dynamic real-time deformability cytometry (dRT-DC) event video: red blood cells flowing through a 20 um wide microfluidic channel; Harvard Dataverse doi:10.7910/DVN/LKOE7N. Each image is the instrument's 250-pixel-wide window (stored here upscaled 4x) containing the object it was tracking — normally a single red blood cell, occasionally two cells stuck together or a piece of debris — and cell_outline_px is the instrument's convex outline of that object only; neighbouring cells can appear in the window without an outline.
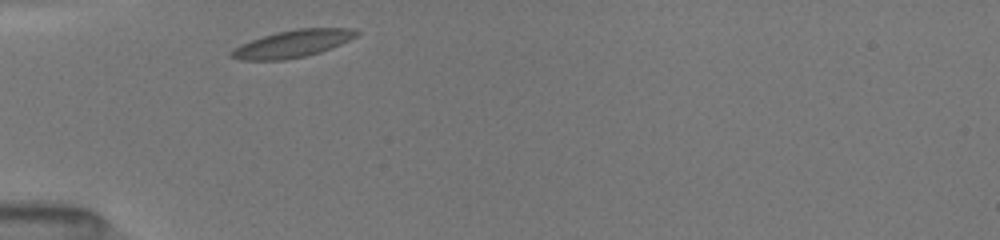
{"species": "common noctule bat (a hibernating species)", "species_latin": "Nyctalus noctula", "temperature_condition": "room temperature", "stored_images_in_passage": 11, "camera_frame_rate_fps": 3000, "um_per_image_px": 0.085, "animal": {"sex": "female", "body_mass_g": 19.5, "forearm_length_mm": 54.1}, "frame": {"image": 1, "passage_image": 1, "time_ms": 0.0, "image_size_px": [1000, 240], "cell_outline_px": [[360, 32], [356, 36], [332, 48], [320, 52], [304, 56], [284, 60], [240, 60], [228, 56], [228, 52], [232, 48], [240, 44], [276, 32], [296, 28], [352, 28]], "centroid_in_image_um": [24.82, 3.72], "position_along_channel_um": 60.2, "area_um2": 19.94}}
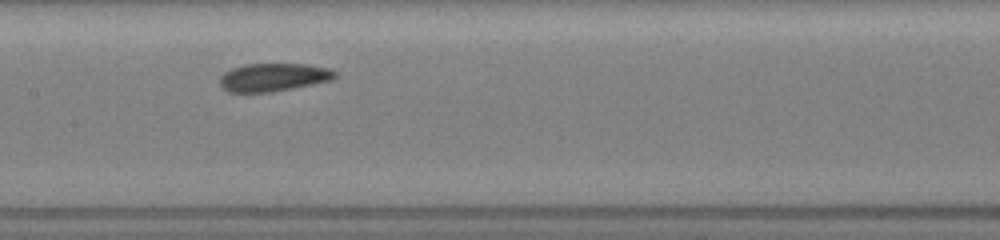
{"frame": {"image": 2, "passage_image": 6, "time_ms": 3.333, "image_size_px": [1000, 240], "cell_outline_px": [[336, 76], [332, 80], [272, 92], [228, 92], [220, 84], [220, 76], [224, 72], [232, 68], [244, 64], [308, 64], [332, 68], [336, 72]], "centroid_in_image_um": [23.26, 6.56], "position_along_channel_um": 184.1, "area_um2": 18.9}}
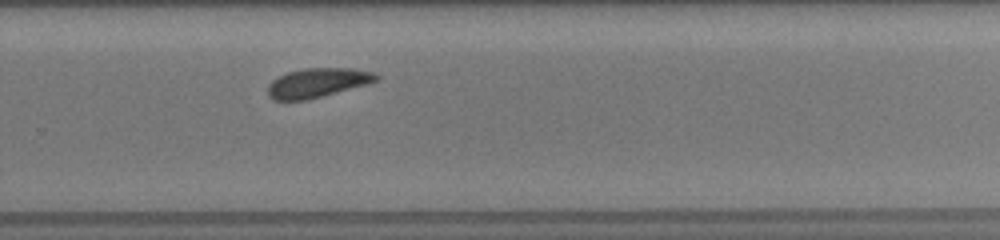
{"frame": {"image": 3, "passage_image": 11, "time_ms": 6.333, "image_size_px": [1000, 240], "cell_outline_px": [[380, 80], [368, 84], [304, 100], [272, 100], [268, 96], [268, 84], [272, 80], [288, 72], [304, 68], [352, 68], [372, 72], [380, 76]], "centroid_in_image_um": [26.99, 7.03], "position_along_channel_um": 302.8, "area_um2": 18.38}}